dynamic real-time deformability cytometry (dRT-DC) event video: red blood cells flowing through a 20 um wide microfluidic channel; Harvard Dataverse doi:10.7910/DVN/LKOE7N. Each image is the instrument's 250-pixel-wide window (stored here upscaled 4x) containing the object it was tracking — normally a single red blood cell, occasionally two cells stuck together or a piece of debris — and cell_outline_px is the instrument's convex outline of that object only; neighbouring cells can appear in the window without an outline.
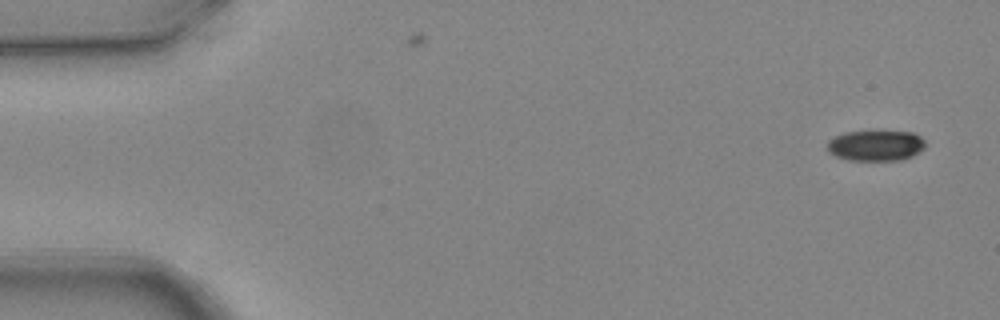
{"species": "common noctule bat (a hibernating species)", "species_latin": "Nyctalus noctula", "temperature_condition": "warm", "stored_images_in_passage": 3, "camera_frame_rate_fps": 3000, "um_per_image_px": 0.085, "animal": {"sex": "female", "body_mass_g": 24.6, "forearm_length_mm": 56.2}, "frame": {"image": 1, "passage_image": 1, "time_ms": 0.0, "image_size_px": [1000, 320], "cell_outline_px": [[924, 148], [920, 152], [912, 156], [900, 160], [848, 160], [836, 156], [828, 152], [828, 140], [844, 132], [912, 132], [920, 136], [924, 140]], "centroid_in_image_um": [74.44, 12.38], "position_along_channel_um": 10.6, "area_um2": 17.34}}
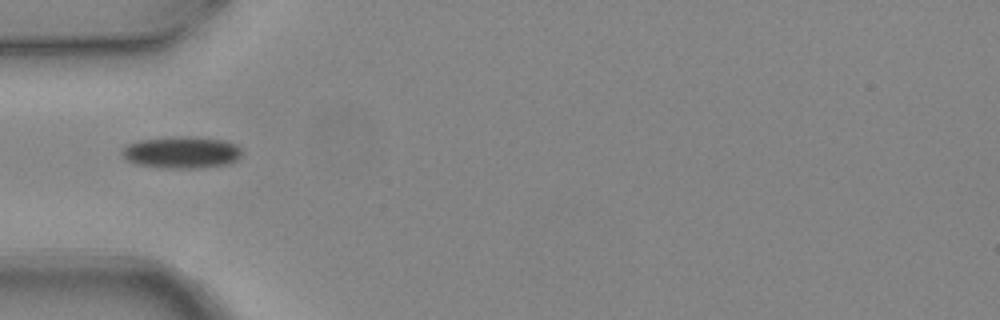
{"frame": {"image": 2, "passage_image": 3, "time_ms": 0.667, "image_size_px": [1000, 320], "cell_outline_px": [[240, 156], [236, 160], [228, 164], [200, 168], [156, 168], [136, 164], [128, 160], [120, 152], [128, 144], [140, 140], [172, 136], [192, 136], [224, 140], [236, 144], [240, 148]], "centroid_in_image_um": [15.43, 12.95], "position_along_channel_um": 69.6, "area_um2": 22.43}}